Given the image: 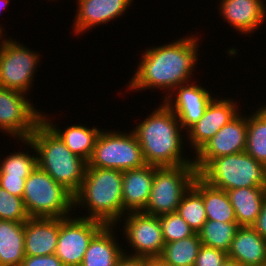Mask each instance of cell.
Returning a JSON list of instances; mask_svg holds the SVG:
<instances>
[{
  "label": "cell",
  "mask_w": 266,
  "mask_h": 266,
  "mask_svg": "<svg viewBox=\"0 0 266 266\" xmlns=\"http://www.w3.org/2000/svg\"><path fill=\"white\" fill-rule=\"evenodd\" d=\"M193 35L144 49L141 61L135 68L137 70L126 85L127 90L160 89L165 94L161 98L163 100L181 84L192 82L193 72L199 62L198 40L201 38L198 34Z\"/></svg>",
  "instance_id": "obj_1"
},
{
  "label": "cell",
  "mask_w": 266,
  "mask_h": 266,
  "mask_svg": "<svg viewBox=\"0 0 266 266\" xmlns=\"http://www.w3.org/2000/svg\"><path fill=\"white\" fill-rule=\"evenodd\" d=\"M137 124L133 127V133L148 165L173 167L194 164L193 155L187 158L184 154L183 141L187 139L183 138H186V131H183L175 113L164 102Z\"/></svg>",
  "instance_id": "obj_2"
},
{
  "label": "cell",
  "mask_w": 266,
  "mask_h": 266,
  "mask_svg": "<svg viewBox=\"0 0 266 266\" xmlns=\"http://www.w3.org/2000/svg\"><path fill=\"white\" fill-rule=\"evenodd\" d=\"M122 188V171L87 167L81 187L74 195V211L86 208L88 215L79 217L118 225L123 221Z\"/></svg>",
  "instance_id": "obj_3"
},
{
  "label": "cell",
  "mask_w": 266,
  "mask_h": 266,
  "mask_svg": "<svg viewBox=\"0 0 266 266\" xmlns=\"http://www.w3.org/2000/svg\"><path fill=\"white\" fill-rule=\"evenodd\" d=\"M28 140L36 148L38 167L74 196L81 187L88 162L73 154L43 120Z\"/></svg>",
  "instance_id": "obj_4"
},
{
  "label": "cell",
  "mask_w": 266,
  "mask_h": 266,
  "mask_svg": "<svg viewBox=\"0 0 266 266\" xmlns=\"http://www.w3.org/2000/svg\"><path fill=\"white\" fill-rule=\"evenodd\" d=\"M198 176L207 184L221 190L265 187L266 166L246 151L214 158Z\"/></svg>",
  "instance_id": "obj_5"
},
{
  "label": "cell",
  "mask_w": 266,
  "mask_h": 266,
  "mask_svg": "<svg viewBox=\"0 0 266 266\" xmlns=\"http://www.w3.org/2000/svg\"><path fill=\"white\" fill-rule=\"evenodd\" d=\"M22 199L29 217L66 218L74 211V196L39 167L25 180Z\"/></svg>",
  "instance_id": "obj_6"
},
{
  "label": "cell",
  "mask_w": 266,
  "mask_h": 266,
  "mask_svg": "<svg viewBox=\"0 0 266 266\" xmlns=\"http://www.w3.org/2000/svg\"><path fill=\"white\" fill-rule=\"evenodd\" d=\"M126 132L102 129L87 167L110 168L123 172L147 165L135 134L132 130Z\"/></svg>",
  "instance_id": "obj_7"
},
{
  "label": "cell",
  "mask_w": 266,
  "mask_h": 266,
  "mask_svg": "<svg viewBox=\"0 0 266 266\" xmlns=\"http://www.w3.org/2000/svg\"><path fill=\"white\" fill-rule=\"evenodd\" d=\"M198 172L194 164L158 167L144 213L160 217L177 212L183 195L191 188Z\"/></svg>",
  "instance_id": "obj_8"
},
{
  "label": "cell",
  "mask_w": 266,
  "mask_h": 266,
  "mask_svg": "<svg viewBox=\"0 0 266 266\" xmlns=\"http://www.w3.org/2000/svg\"><path fill=\"white\" fill-rule=\"evenodd\" d=\"M41 55L10 38L0 42V87L29 94Z\"/></svg>",
  "instance_id": "obj_9"
},
{
  "label": "cell",
  "mask_w": 266,
  "mask_h": 266,
  "mask_svg": "<svg viewBox=\"0 0 266 266\" xmlns=\"http://www.w3.org/2000/svg\"><path fill=\"white\" fill-rule=\"evenodd\" d=\"M29 94L0 87V130L17 141L27 140L42 121V111Z\"/></svg>",
  "instance_id": "obj_10"
},
{
  "label": "cell",
  "mask_w": 266,
  "mask_h": 266,
  "mask_svg": "<svg viewBox=\"0 0 266 266\" xmlns=\"http://www.w3.org/2000/svg\"><path fill=\"white\" fill-rule=\"evenodd\" d=\"M104 226L103 222L78 215L59 218V238L55 255L64 266H81L90 241Z\"/></svg>",
  "instance_id": "obj_11"
},
{
  "label": "cell",
  "mask_w": 266,
  "mask_h": 266,
  "mask_svg": "<svg viewBox=\"0 0 266 266\" xmlns=\"http://www.w3.org/2000/svg\"><path fill=\"white\" fill-rule=\"evenodd\" d=\"M124 216L122 237L127 240L128 248H131V253L124 254L144 258L160 257L165 242L159 217L144 212H129Z\"/></svg>",
  "instance_id": "obj_12"
},
{
  "label": "cell",
  "mask_w": 266,
  "mask_h": 266,
  "mask_svg": "<svg viewBox=\"0 0 266 266\" xmlns=\"http://www.w3.org/2000/svg\"><path fill=\"white\" fill-rule=\"evenodd\" d=\"M247 116L240 112L223 126L196 154L194 166L199 173L214 158L245 152Z\"/></svg>",
  "instance_id": "obj_13"
},
{
  "label": "cell",
  "mask_w": 266,
  "mask_h": 266,
  "mask_svg": "<svg viewBox=\"0 0 266 266\" xmlns=\"http://www.w3.org/2000/svg\"><path fill=\"white\" fill-rule=\"evenodd\" d=\"M233 98L214 97L204 115L185 133L191 152L196 154L215 134L240 112L238 103ZM193 149V150H192Z\"/></svg>",
  "instance_id": "obj_14"
},
{
  "label": "cell",
  "mask_w": 266,
  "mask_h": 266,
  "mask_svg": "<svg viewBox=\"0 0 266 266\" xmlns=\"http://www.w3.org/2000/svg\"><path fill=\"white\" fill-rule=\"evenodd\" d=\"M192 81L175 88L162 101L175 113L181 127L187 131L205 113L213 93Z\"/></svg>",
  "instance_id": "obj_15"
},
{
  "label": "cell",
  "mask_w": 266,
  "mask_h": 266,
  "mask_svg": "<svg viewBox=\"0 0 266 266\" xmlns=\"http://www.w3.org/2000/svg\"><path fill=\"white\" fill-rule=\"evenodd\" d=\"M73 32L82 35L94 26H100L124 16L133 0H77Z\"/></svg>",
  "instance_id": "obj_16"
},
{
  "label": "cell",
  "mask_w": 266,
  "mask_h": 266,
  "mask_svg": "<svg viewBox=\"0 0 266 266\" xmlns=\"http://www.w3.org/2000/svg\"><path fill=\"white\" fill-rule=\"evenodd\" d=\"M218 10L222 20L241 35L252 34L266 23L265 0H220Z\"/></svg>",
  "instance_id": "obj_17"
},
{
  "label": "cell",
  "mask_w": 266,
  "mask_h": 266,
  "mask_svg": "<svg viewBox=\"0 0 266 266\" xmlns=\"http://www.w3.org/2000/svg\"><path fill=\"white\" fill-rule=\"evenodd\" d=\"M59 238V218L30 217L25 222V256L55 254Z\"/></svg>",
  "instance_id": "obj_18"
},
{
  "label": "cell",
  "mask_w": 266,
  "mask_h": 266,
  "mask_svg": "<svg viewBox=\"0 0 266 266\" xmlns=\"http://www.w3.org/2000/svg\"><path fill=\"white\" fill-rule=\"evenodd\" d=\"M157 168V166L147 164L140 168L123 171V217L129 212H142L145 209Z\"/></svg>",
  "instance_id": "obj_19"
},
{
  "label": "cell",
  "mask_w": 266,
  "mask_h": 266,
  "mask_svg": "<svg viewBox=\"0 0 266 266\" xmlns=\"http://www.w3.org/2000/svg\"><path fill=\"white\" fill-rule=\"evenodd\" d=\"M227 258L242 266H266V240L251 226H240L227 252Z\"/></svg>",
  "instance_id": "obj_20"
},
{
  "label": "cell",
  "mask_w": 266,
  "mask_h": 266,
  "mask_svg": "<svg viewBox=\"0 0 266 266\" xmlns=\"http://www.w3.org/2000/svg\"><path fill=\"white\" fill-rule=\"evenodd\" d=\"M117 225H105L90 241L81 266H117L125 249L116 240Z\"/></svg>",
  "instance_id": "obj_21"
},
{
  "label": "cell",
  "mask_w": 266,
  "mask_h": 266,
  "mask_svg": "<svg viewBox=\"0 0 266 266\" xmlns=\"http://www.w3.org/2000/svg\"><path fill=\"white\" fill-rule=\"evenodd\" d=\"M49 118L48 115L42 112V120L60 137L66 147L73 154L88 162L95 147L97 137L102 129L96 126L90 128L87 125L84 126V124H71L70 126L67 125L68 127L66 128L64 127L65 130H63L55 124V121L51 122L52 119Z\"/></svg>",
  "instance_id": "obj_22"
},
{
  "label": "cell",
  "mask_w": 266,
  "mask_h": 266,
  "mask_svg": "<svg viewBox=\"0 0 266 266\" xmlns=\"http://www.w3.org/2000/svg\"><path fill=\"white\" fill-rule=\"evenodd\" d=\"M239 226H252L266 198L265 187L238 188L226 191Z\"/></svg>",
  "instance_id": "obj_23"
},
{
  "label": "cell",
  "mask_w": 266,
  "mask_h": 266,
  "mask_svg": "<svg viewBox=\"0 0 266 266\" xmlns=\"http://www.w3.org/2000/svg\"><path fill=\"white\" fill-rule=\"evenodd\" d=\"M25 223L0 220V266H21Z\"/></svg>",
  "instance_id": "obj_24"
},
{
  "label": "cell",
  "mask_w": 266,
  "mask_h": 266,
  "mask_svg": "<svg viewBox=\"0 0 266 266\" xmlns=\"http://www.w3.org/2000/svg\"><path fill=\"white\" fill-rule=\"evenodd\" d=\"M192 186L202 195L207 221L236 222L235 210L225 190L212 187L199 176Z\"/></svg>",
  "instance_id": "obj_25"
},
{
  "label": "cell",
  "mask_w": 266,
  "mask_h": 266,
  "mask_svg": "<svg viewBox=\"0 0 266 266\" xmlns=\"http://www.w3.org/2000/svg\"><path fill=\"white\" fill-rule=\"evenodd\" d=\"M247 116L246 152L266 166V105Z\"/></svg>",
  "instance_id": "obj_26"
},
{
  "label": "cell",
  "mask_w": 266,
  "mask_h": 266,
  "mask_svg": "<svg viewBox=\"0 0 266 266\" xmlns=\"http://www.w3.org/2000/svg\"><path fill=\"white\" fill-rule=\"evenodd\" d=\"M199 234L165 243L160 257L172 266H194L201 247Z\"/></svg>",
  "instance_id": "obj_27"
},
{
  "label": "cell",
  "mask_w": 266,
  "mask_h": 266,
  "mask_svg": "<svg viewBox=\"0 0 266 266\" xmlns=\"http://www.w3.org/2000/svg\"><path fill=\"white\" fill-rule=\"evenodd\" d=\"M24 146H28L33 151H18L11 153L2 160L0 159L1 177H20L28 178L29 175L38 167V155L35 146L27 139L21 140ZM26 144V145H25ZM31 154V155H30Z\"/></svg>",
  "instance_id": "obj_28"
},
{
  "label": "cell",
  "mask_w": 266,
  "mask_h": 266,
  "mask_svg": "<svg viewBox=\"0 0 266 266\" xmlns=\"http://www.w3.org/2000/svg\"><path fill=\"white\" fill-rule=\"evenodd\" d=\"M239 227L237 222L206 221L198 232L201 244L227 253Z\"/></svg>",
  "instance_id": "obj_29"
},
{
  "label": "cell",
  "mask_w": 266,
  "mask_h": 266,
  "mask_svg": "<svg viewBox=\"0 0 266 266\" xmlns=\"http://www.w3.org/2000/svg\"><path fill=\"white\" fill-rule=\"evenodd\" d=\"M177 213L195 233H198L206 223L207 217L202 195L193 186L183 195Z\"/></svg>",
  "instance_id": "obj_30"
},
{
  "label": "cell",
  "mask_w": 266,
  "mask_h": 266,
  "mask_svg": "<svg viewBox=\"0 0 266 266\" xmlns=\"http://www.w3.org/2000/svg\"><path fill=\"white\" fill-rule=\"evenodd\" d=\"M159 220L165 243L185 239L195 234L177 212L162 215Z\"/></svg>",
  "instance_id": "obj_31"
},
{
  "label": "cell",
  "mask_w": 266,
  "mask_h": 266,
  "mask_svg": "<svg viewBox=\"0 0 266 266\" xmlns=\"http://www.w3.org/2000/svg\"><path fill=\"white\" fill-rule=\"evenodd\" d=\"M29 218L23 199L11 195L0 186V220L25 223Z\"/></svg>",
  "instance_id": "obj_32"
},
{
  "label": "cell",
  "mask_w": 266,
  "mask_h": 266,
  "mask_svg": "<svg viewBox=\"0 0 266 266\" xmlns=\"http://www.w3.org/2000/svg\"><path fill=\"white\" fill-rule=\"evenodd\" d=\"M226 258L225 251L201 245L194 266H221Z\"/></svg>",
  "instance_id": "obj_33"
},
{
  "label": "cell",
  "mask_w": 266,
  "mask_h": 266,
  "mask_svg": "<svg viewBox=\"0 0 266 266\" xmlns=\"http://www.w3.org/2000/svg\"><path fill=\"white\" fill-rule=\"evenodd\" d=\"M26 179L27 178L20 177H1L0 186L8 191L11 195L22 198Z\"/></svg>",
  "instance_id": "obj_34"
},
{
  "label": "cell",
  "mask_w": 266,
  "mask_h": 266,
  "mask_svg": "<svg viewBox=\"0 0 266 266\" xmlns=\"http://www.w3.org/2000/svg\"><path fill=\"white\" fill-rule=\"evenodd\" d=\"M21 266H64V264L55 254H52L47 256H25Z\"/></svg>",
  "instance_id": "obj_35"
},
{
  "label": "cell",
  "mask_w": 266,
  "mask_h": 266,
  "mask_svg": "<svg viewBox=\"0 0 266 266\" xmlns=\"http://www.w3.org/2000/svg\"><path fill=\"white\" fill-rule=\"evenodd\" d=\"M262 238L266 240V198L263 202L261 211L251 226Z\"/></svg>",
  "instance_id": "obj_36"
},
{
  "label": "cell",
  "mask_w": 266,
  "mask_h": 266,
  "mask_svg": "<svg viewBox=\"0 0 266 266\" xmlns=\"http://www.w3.org/2000/svg\"><path fill=\"white\" fill-rule=\"evenodd\" d=\"M117 266H147V258L123 254Z\"/></svg>",
  "instance_id": "obj_37"
},
{
  "label": "cell",
  "mask_w": 266,
  "mask_h": 266,
  "mask_svg": "<svg viewBox=\"0 0 266 266\" xmlns=\"http://www.w3.org/2000/svg\"><path fill=\"white\" fill-rule=\"evenodd\" d=\"M147 266H172L165 262L161 257H149L147 258Z\"/></svg>",
  "instance_id": "obj_38"
},
{
  "label": "cell",
  "mask_w": 266,
  "mask_h": 266,
  "mask_svg": "<svg viewBox=\"0 0 266 266\" xmlns=\"http://www.w3.org/2000/svg\"><path fill=\"white\" fill-rule=\"evenodd\" d=\"M10 3V0H0V14L2 12V10L4 11V9H6V7L9 5ZM4 26H1V23H0V30L4 33L5 30H4Z\"/></svg>",
  "instance_id": "obj_39"
},
{
  "label": "cell",
  "mask_w": 266,
  "mask_h": 266,
  "mask_svg": "<svg viewBox=\"0 0 266 266\" xmlns=\"http://www.w3.org/2000/svg\"><path fill=\"white\" fill-rule=\"evenodd\" d=\"M221 266H242V265L232 259L226 258V260L222 263Z\"/></svg>",
  "instance_id": "obj_40"
},
{
  "label": "cell",
  "mask_w": 266,
  "mask_h": 266,
  "mask_svg": "<svg viewBox=\"0 0 266 266\" xmlns=\"http://www.w3.org/2000/svg\"><path fill=\"white\" fill-rule=\"evenodd\" d=\"M4 35L6 36V34H4V33L0 30V40H1L0 42H2V40H3V38H4V37H3Z\"/></svg>",
  "instance_id": "obj_41"
}]
</instances>
